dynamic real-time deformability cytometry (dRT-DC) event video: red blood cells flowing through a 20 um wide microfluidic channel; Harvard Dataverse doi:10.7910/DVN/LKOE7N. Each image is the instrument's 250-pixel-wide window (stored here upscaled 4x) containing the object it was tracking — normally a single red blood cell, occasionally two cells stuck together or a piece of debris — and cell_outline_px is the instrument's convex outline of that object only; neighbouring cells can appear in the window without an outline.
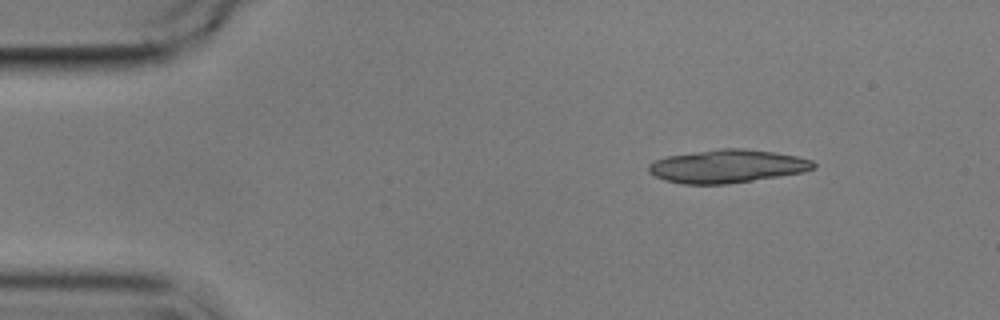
{"species": "common noctule bat (a hibernating species)", "species_latin": "Nyctalus noctula", "temperature_condition": "cold", "stored_images_in_passage": 8, "segment_of_instrument_passage": [1, 2], "camera_frame_rate_fps": 3000, "um_per_image_px": 0.085, "animal": {"sex": "male", "body_mass_g": 17.9}, "frame": {"image": 1, "passage_image": 1, "time_ms": 0.0, "image_size_px": [1000, 320], "cell_outline_px": [[816, 168], [804, 172], [728, 184], [680, 184], [664, 180], [652, 176], [648, 172], [648, 164], [656, 160], [668, 156], [720, 148], [744, 148], [772, 152], [796, 156], [812, 160], [816, 164]], "centroid_in_image_um": [61.79, 14.14], "position_along_channel_um": 23.2, "area_um2": 31.96}}